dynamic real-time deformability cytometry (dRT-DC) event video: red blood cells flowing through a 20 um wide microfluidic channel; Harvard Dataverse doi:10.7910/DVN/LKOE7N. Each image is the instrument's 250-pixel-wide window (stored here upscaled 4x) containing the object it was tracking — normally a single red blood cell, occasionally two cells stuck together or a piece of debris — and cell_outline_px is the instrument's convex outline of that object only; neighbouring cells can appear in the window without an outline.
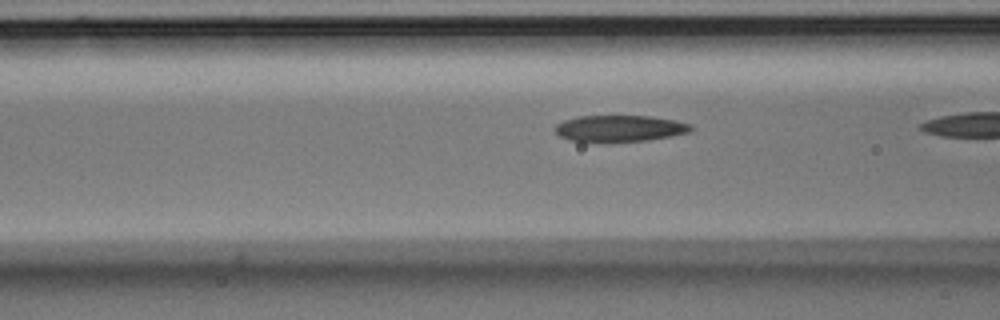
{"species": "Egyptian fruit bat (a non-hibernating species)", "species_latin": "Rousettus aegyptiacus", "temperature_condition": "room temperature", "stored_images_in_passage": 17, "camera_frame_rate_fps": 3000, "um_per_image_px": 0.085, "animal": {"sex": "male"}, "frame": {"image": 1, "passage_image": 8, "time_ms": 2.333, "image_size_px": [1000, 320], "cell_outline_px": [[692, 128], [688, 132], [672, 136], [648, 140], [612, 144], [604, 144], [568, 140], [560, 136], [556, 132], [556, 124], [564, 120], [576, 116], [652, 116], [676, 120], [692, 124]], "centroid_in_image_um": [52.65, 10.95], "position_along_channel_um": 114.0, "area_um2": 21.68}}
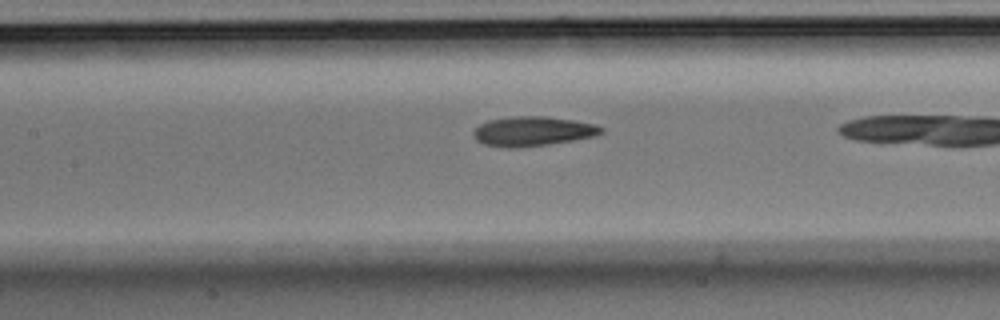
{"frame": {"image": 2, "passage_image": 12, "time_ms": 3.667, "image_size_px": [1000, 320], "cell_outline_px": [[604, 132], [596, 136], [548, 144], [512, 148], [508, 148], [484, 144], [476, 140], [472, 132], [480, 124], [488, 120], [516, 116], [544, 116], [572, 120], [596, 124], [604, 128]], "centroid_in_image_um": [45.29, 11.15], "position_along_channel_um": 162.1, "area_um2": 21.91}}
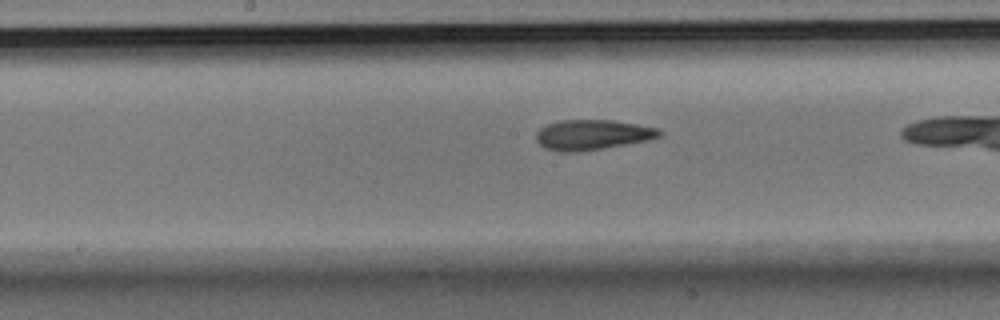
{"frame": {"image": 3, "passage_image": 15, "time_ms": 4.667, "image_size_px": [1000, 320], "cell_outline_px": [[664, 132], [660, 136], [648, 140], [604, 148], [576, 152], [564, 152], [544, 148], [536, 140], [536, 132], [540, 128], [548, 124], [560, 120], [612, 120], [660, 128]], "centroid_in_image_um": [50.36, 11.45], "position_along_channel_um": 197.8, "area_um2": 21.68}}